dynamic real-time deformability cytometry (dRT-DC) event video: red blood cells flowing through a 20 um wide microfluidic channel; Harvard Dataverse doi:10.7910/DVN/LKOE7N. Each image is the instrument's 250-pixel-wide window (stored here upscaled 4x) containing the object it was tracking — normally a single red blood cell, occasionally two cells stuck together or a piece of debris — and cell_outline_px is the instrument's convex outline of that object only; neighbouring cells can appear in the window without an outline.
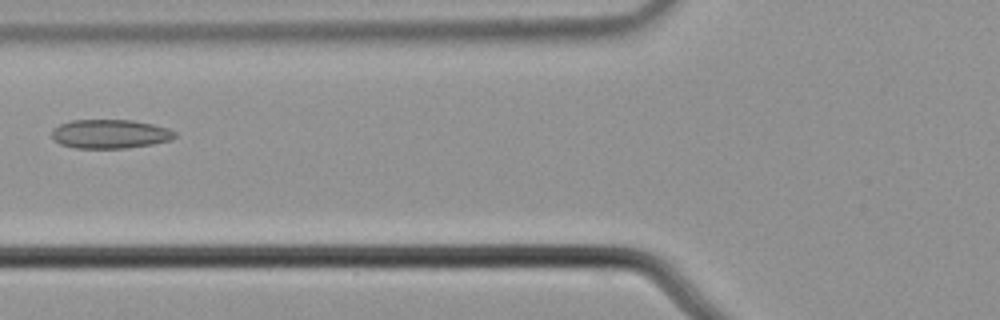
{"species": "common noctule bat (a hibernating species)", "species_latin": "Nyctalus noctula", "temperature_condition": "cold", "stored_images_in_passage": 4, "camera_frame_rate_fps": 3000, "um_per_image_px": 0.085, "animal": {"sex": "male", "body_mass_g": 21.5, "forearm_length_mm": 52.0}, "frame": {"image": 1, "passage_image": 3, "time_ms": 0.667, "image_size_px": [1000, 320], "cell_outline_px": [[176, 136], [172, 140], [152, 144], [124, 148], [76, 148], [60, 144], [52, 136], [52, 128], [60, 124], [72, 120], [132, 120], [152, 124], [168, 128], [176, 132]], "centroid_in_image_um": [9.36, 11.38], "position_along_channel_um": 116.4, "area_um2": 20.75}}
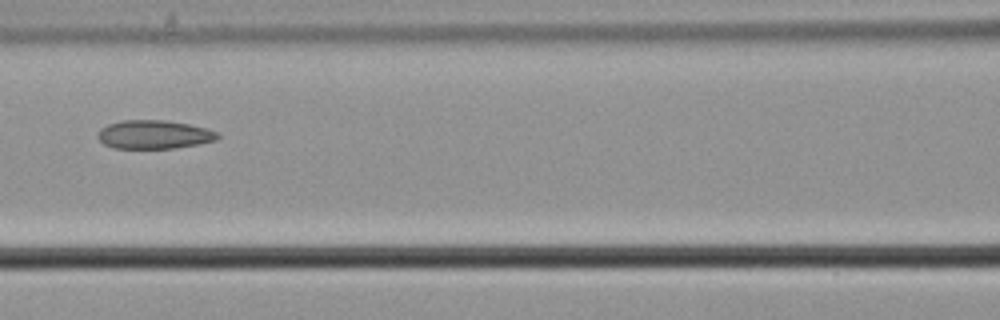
{"frame": {"image": 2, "passage_image": 4, "time_ms": 1.0, "image_size_px": [1000, 320], "cell_outline_px": [[220, 136], [216, 140], [200, 144], [176, 148], [112, 148], [104, 144], [96, 136], [100, 128], [108, 124], [120, 120], [164, 120], [188, 124], [208, 128], [220, 132]], "centroid_in_image_um": [13.11, 11.43], "position_along_channel_um": 153.5, "area_um2": 20.23}}